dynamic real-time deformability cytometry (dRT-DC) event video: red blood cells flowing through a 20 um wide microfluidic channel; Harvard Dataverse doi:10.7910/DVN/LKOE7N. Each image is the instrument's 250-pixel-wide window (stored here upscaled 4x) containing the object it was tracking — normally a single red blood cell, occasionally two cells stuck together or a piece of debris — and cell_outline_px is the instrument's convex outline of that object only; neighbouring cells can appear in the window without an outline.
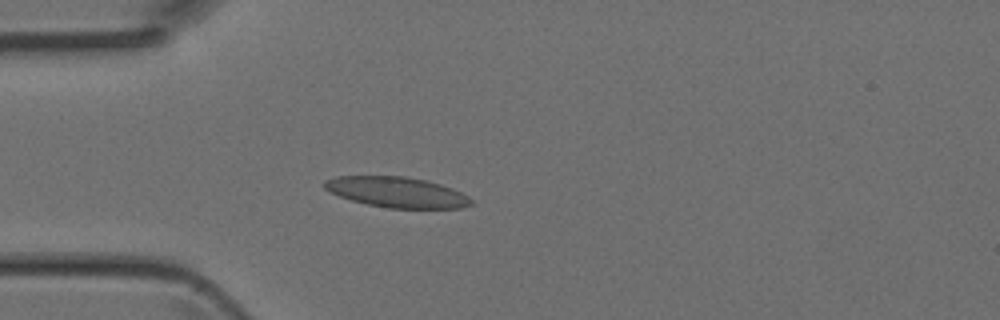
{"species": "Egyptian fruit bat (a non-hibernating species)", "species_latin": "Rousettus aegyptiacus", "temperature_condition": "room temperature", "stored_images_in_passage": 4, "camera_frame_rate_fps": 3000, "um_per_image_px": 0.085, "animal": {"sex": "female"}, "frame": {"image": 1, "passage_image": 4, "time_ms": 1.0, "image_size_px": [1000, 320], "cell_outline_px": [[472, 204], [460, 208], [388, 208], [368, 204], [352, 200], [340, 196], [324, 188], [324, 180], [336, 176], [404, 176], [428, 180], [452, 188], [468, 196], [472, 200]], "centroid_in_image_um": [33.74, 16.33], "position_along_channel_um": 51.3, "area_um2": 25.95}}